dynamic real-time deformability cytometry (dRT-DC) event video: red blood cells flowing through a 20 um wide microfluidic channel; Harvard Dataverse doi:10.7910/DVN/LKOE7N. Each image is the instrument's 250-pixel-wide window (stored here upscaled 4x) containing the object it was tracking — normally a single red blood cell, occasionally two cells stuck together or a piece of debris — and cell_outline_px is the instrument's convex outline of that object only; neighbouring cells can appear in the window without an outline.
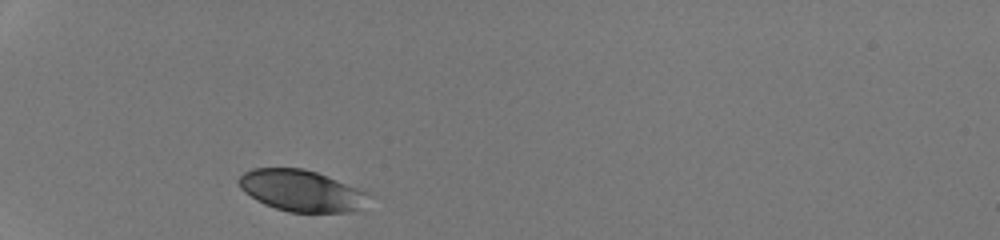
{"species": "human", "species_latin": "Homo sapiens", "temperature_condition": "room temperature", "stored_images_in_passage": 28, "camera_frame_rate_fps": 3000, "um_per_image_px": 0.085, "donor": {"sex": "male"}, "frame": {"image": 1, "passage_image": 1, "time_ms": 0.0, "image_size_px": [1000, 240], "cell_outline_px": [[368, 192], [356, 212], [288, 212], [264, 204], [256, 200], [244, 192], [240, 188], [236, 180], [244, 172], [252, 168], [304, 168], [316, 172]], "centroid_in_image_um": [25.52, 16.2], "position_along_channel_um": 59.5, "area_um2": 30.98}}
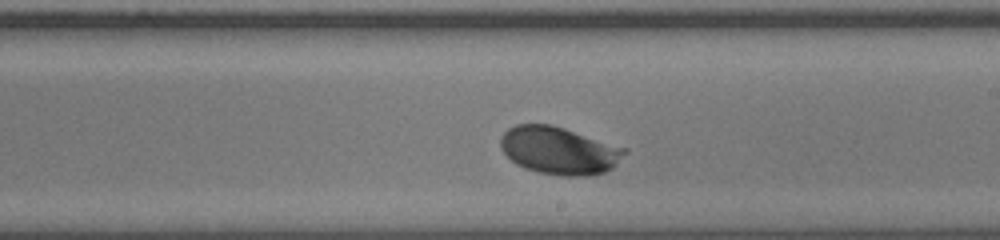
{"frame": {"image": 2, "passage_image": 16, "time_ms": 5.0, "image_size_px": [1000, 240], "cell_outline_px": [[628, 152], [612, 168], [604, 172], [588, 176], [564, 176], [540, 172], [524, 168], [516, 164], [500, 148], [500, 136], [508, 128], [516, 124], [552, 124], [628, 148]], "centroid_in_image_um": [47.54, 12.78], "position_along_channel_um": 241.5, "area_um2": 34.56}}
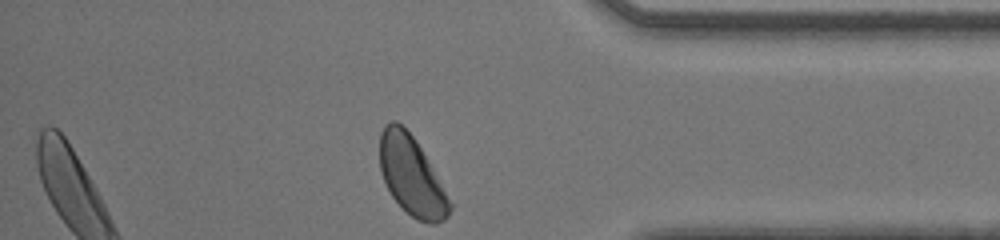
{"frame": {"image": 3, "passage_image": 28, "time_ms": 9.0, "image_size_px": [1000, 240], "cell_outline_px": [[452, 208], [448, 216], [444, 220], [436, 224], [432, 224], [416, 220], [392, 196], [380, 172], [380, 132], [384, 124], [392, 120], [396, 120], [412, 136], [420, 148], [452, 204]], "centroid_in_image_um": [34.96, 14.95], "position_along_channel_um": 400.2, "area_um2": 31.5}, "authors_computed_cell_mechanics": {"area_um2": 33.0905, "velocity_mm_per_s": 4.2203, "shape_relaxation_time_tau1_ms": 1.4197, "shape_relaxation_time_tau2_ms": null, "deformation_change_tau1": 0.095, "deformation_change_tau2": null}}